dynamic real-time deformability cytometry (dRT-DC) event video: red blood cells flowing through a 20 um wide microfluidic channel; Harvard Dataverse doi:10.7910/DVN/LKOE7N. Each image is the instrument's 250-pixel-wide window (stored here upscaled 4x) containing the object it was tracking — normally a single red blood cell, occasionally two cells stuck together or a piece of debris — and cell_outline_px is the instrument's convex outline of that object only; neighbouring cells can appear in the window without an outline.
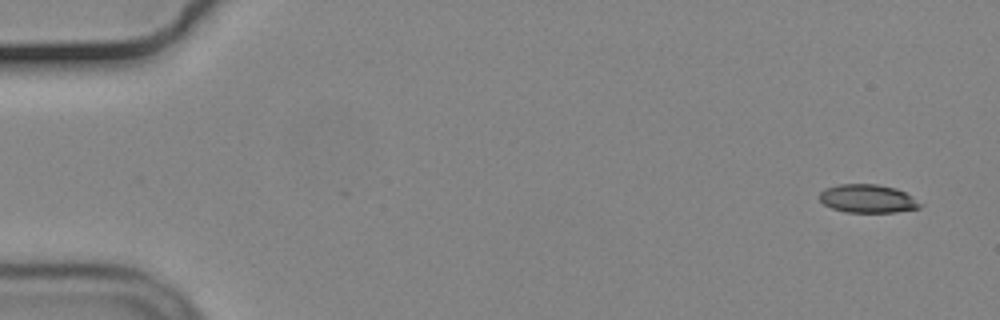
{"species": "common noctule bat (a hibernating species)", "species_latin": "Nyctalus noctula", "temperature_condition": "cold", "stored_images_in_passage": 15, "camera_frame_rate_fps": 3000, "um_per_image_px": 0.085, "animal": {"sex": "male", "body_mass_g": 19.2, "forearm_length_mm": 51.8}, "frame": {"image": 1, "passage_image": 1, "time_ms": 0.0, "image_size_px": [1000, 320], "cell_outline_px": [[924, 204], [920, 208], [896, 212], [844, 212], [832, 208], [824, 204], [820, 200], [820, 192], [824, 188], [840, 184], [876, 184], [896, 188], [912, 196]], "centroid_in_image_um": [73.77, 16.88], "position_along_channel_um": 11.2, "area_um2": 16.7}}
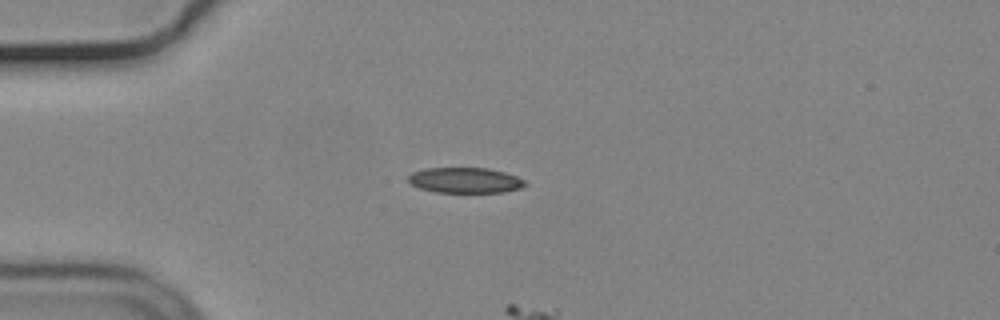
{"frame": {"image": 2, "passage_image": 13, "time_ms": 4.0, "image_size_px": [1000, 320], "cell_outline_px": [[528, 184], [520, 188], [504, 192], [436, 192], [420, 188], [412, 184], [408, 180], [408, 176], [412, 172], [424, 168], [488, 168], [504, 172], [516, 176], [524, 180]], "centroid_in_image_um": [39.54, 15.32], "position_along_channel_um": 45.5, "area_um2": 17.28}}